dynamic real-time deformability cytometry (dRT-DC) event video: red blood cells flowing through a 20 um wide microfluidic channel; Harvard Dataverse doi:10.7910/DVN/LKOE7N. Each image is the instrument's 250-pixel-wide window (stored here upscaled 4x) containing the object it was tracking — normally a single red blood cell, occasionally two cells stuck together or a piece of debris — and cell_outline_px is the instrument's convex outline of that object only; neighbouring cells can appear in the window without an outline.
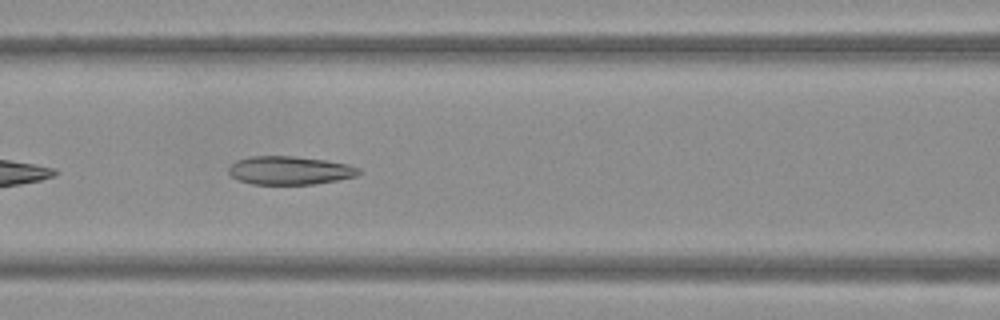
{"species": "Egyptian fruit bat (a non-hibernating species)", "species_latin": "Rousettus aegyptiacus", "temperature_condition": "warm", "stored_images_in_passage": 21, "camera_frame_rate_fps": 3000, "um_per_image_px": 0.085, "frame": {"image": 1, "passage_image": 7, "time_ms": 2.0, "image_size_px": [1000, 320], "cell_outline_px": [[360, 172], [356, 176], [336, 180], [312, 184], [252, 184], [240, 180], [232, 176], [228, 172], [228, 168], [236, 160], [252, 156], [292, 156], [324, 160], [348, 164], [360, 168]], "centroid_in_image_um": [24.61, 14.48], "position_along_channel_um": 142.0, "area_um2": 21.33}}
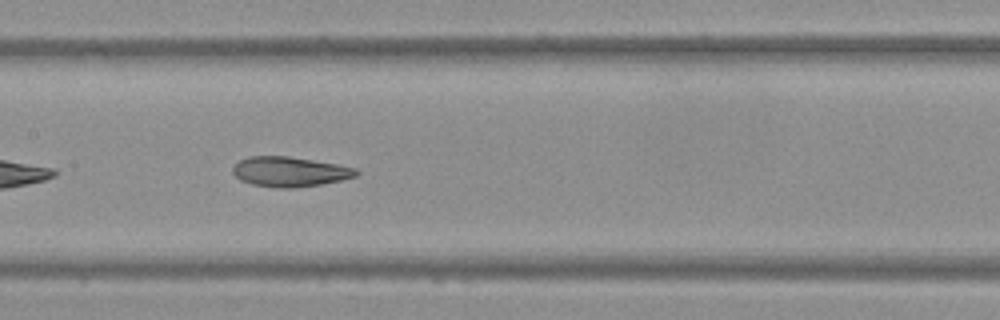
{"frame": {"image": 2, "passage_image": 10, "time_ms": 3.0, "image_size_px": [1000, 320], "cell_outline_px": [[360, 172], [356, 176], [340, 180], [320, 184], [292, 188], [280, 188], [252, 184], [240, 180], [232, 172], [232, 168], [240, 160], [248, 156], [288, 156], [336, 164], [356, 168]], "centroid_in_image_um": [24.61, 14.59], "position_along_channel_um": 182.8, "area_um2": 21.33}}